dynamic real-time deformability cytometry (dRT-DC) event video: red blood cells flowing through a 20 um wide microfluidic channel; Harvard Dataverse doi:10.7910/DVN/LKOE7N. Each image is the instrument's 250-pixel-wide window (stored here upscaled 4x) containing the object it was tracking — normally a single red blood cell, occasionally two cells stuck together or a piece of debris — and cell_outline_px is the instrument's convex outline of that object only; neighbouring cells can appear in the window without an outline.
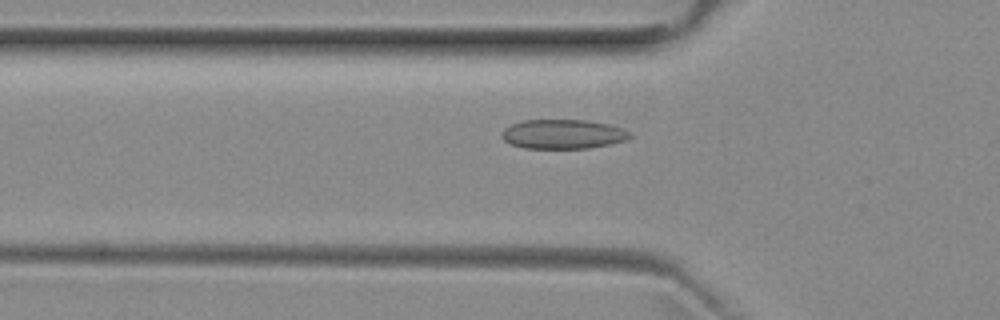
{"species": "common noctule bat (a hibernating species)", "species_latin": "Nyctalus noctula", "temperature_condition": "room temperature", "stored_images_in_passage": 40, "camera_frame_rate_fps": 3000, "um_per_image_px": 0.085, "animal": {"sex": "female", "body_mass_g": 29.2, "forearm_length_mm": 56.3}, "frame": {"image": 1, "passage_image": 17, "time_ms": 5.333, "image_size_px": [1000, 320], "cell_outline_px": [[636, 136], [628, 140], [588, 148], [524, 148], [508, 144], [500, 136], [500, 132], [504, 128], [520, 120], [588, 120], [608, 124], [624, 128], [632, 132]], "centroid_in_image_um": [47.87, 11.4], "position_along_channel_um": 77.9, "area_um2": 22.37}}
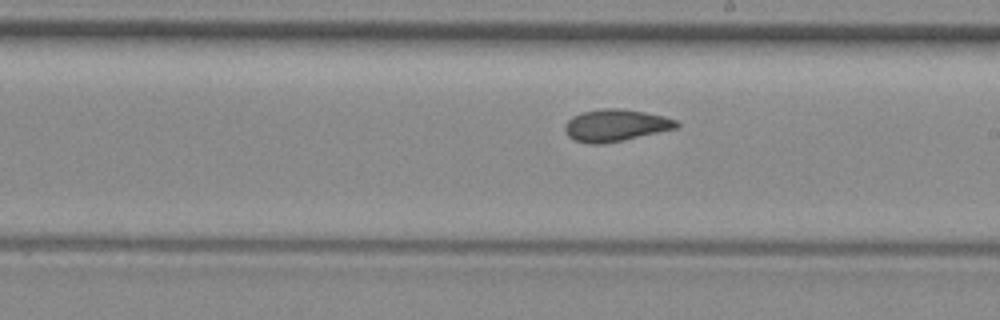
{"frame": {"image": 2, "passage_image": 29, "time_ms": 9.333, "image_size_px": [1000, 320], "cell_outline_px": [[680, 124], [676, 128], [604, 144], [588, 144], [572, 140], [564, 132], [564, 124], [572, 116], [580, 112], [604, 108], [620, 108], [644, 112], [664, 116], [676, 120]], "centroid_in_image_um": [52.26, 10.65], "position_along_channel_um": 236.7, "area_um2": 20.92}}
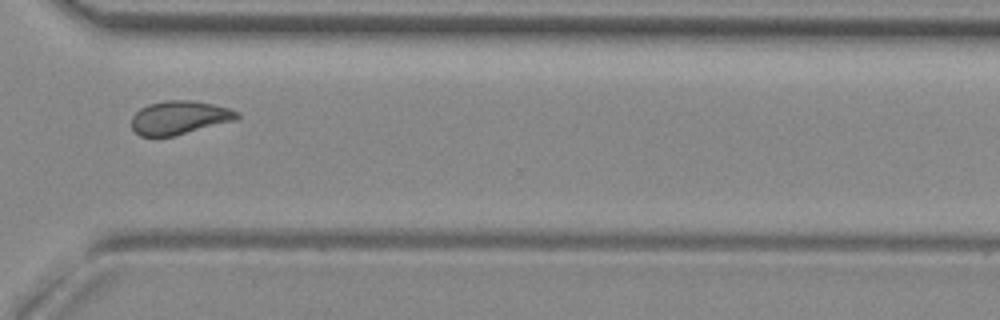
{"frame": {"image": 3, "passage_image": 38, "time_ms": 12.333, "image_size_px": [1000, 320], "cell_outline_px": [[240, 116], [236, 120], [172, 136], [140, 136], [132, 128], [132, 116], [140, 108], [148, 104], [164, 100], [192, 100], [212, 104], [228, 108], [240, 112]], "centroid_in_image_um": [15.25, 9.98], "position_along_channel_um": 355.4, "area_um2": 20.52}, "authors_computed_cell_mechanics": {"area_um2": 21.5594, "velocity_mm_per_s": 3.9599, "shape_relaxation_time_tau1_ms": null, "shape_relaxation_time_tau2_ms": 1.1779, "deformation_change_tau1": null, "deformation_change_tau2": 0.0536}}